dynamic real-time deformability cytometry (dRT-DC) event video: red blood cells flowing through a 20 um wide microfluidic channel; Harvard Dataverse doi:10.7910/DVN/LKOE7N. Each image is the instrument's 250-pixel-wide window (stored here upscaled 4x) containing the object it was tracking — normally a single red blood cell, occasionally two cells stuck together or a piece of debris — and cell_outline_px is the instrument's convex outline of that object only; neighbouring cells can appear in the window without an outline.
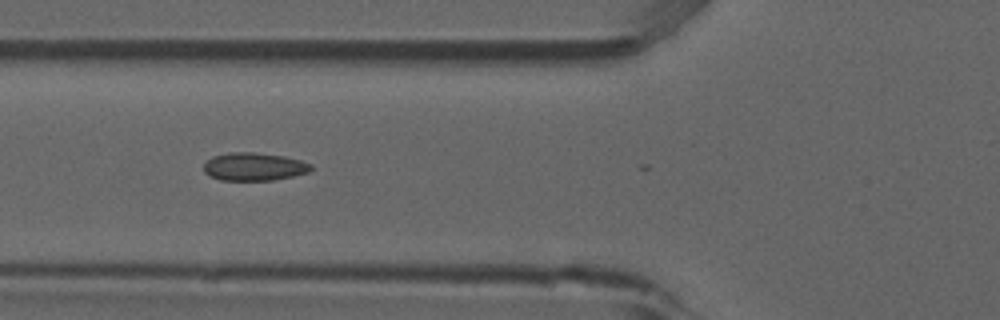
{"species": "common noctule bat (a hibernating species)", "species_latin": "Nyctalus noctula", "temperature_condition": "room temperature", "stored_images_in_passage": 7, "camera_frame_rate_fps": 3000, "um_per_image_px": 0.085, "animal": {"sex": "male", "forearm_length_mm": 52.5}, "frame": {"image": 1, "passage_image": 5, "time_ms": 1.333, "image_size_px": [1000, 320], "cell_outline_px": [[312, 168], [308, 172], [292, 176], [272, 180], [220, 180], [204, 172], [204, 164], [212, 156], [232, 152], [252, 152], [284, 156], [300, 160], [312, 164]], "centroid_in_image_um": [21.59, 14.16], "position_along_channel_um": 104.2, "area_um2": 17.34}}
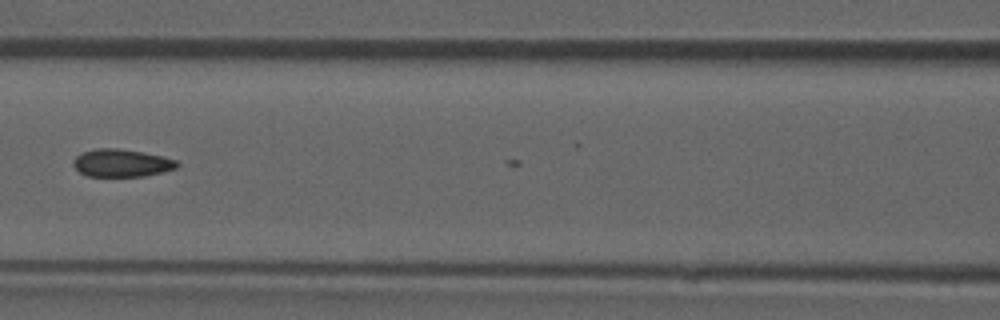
{"frame": {"image": 2, "passage_image": 6, "time_ms": 1.667, "image_size_px": [1000, 320], "cell_outline_px": [[180, 164], [176, 168], [144, 176], [88, 176], [80, 172], [72, 164], [72, 160], [76, 156], [84, 152], [96, 148], [116, 148], [164, 156], [176, 160]], "centroid_in_image_um": [10.32, 13.85], "position_along_channel_um": 156.3, "area_um2": 16.59}}